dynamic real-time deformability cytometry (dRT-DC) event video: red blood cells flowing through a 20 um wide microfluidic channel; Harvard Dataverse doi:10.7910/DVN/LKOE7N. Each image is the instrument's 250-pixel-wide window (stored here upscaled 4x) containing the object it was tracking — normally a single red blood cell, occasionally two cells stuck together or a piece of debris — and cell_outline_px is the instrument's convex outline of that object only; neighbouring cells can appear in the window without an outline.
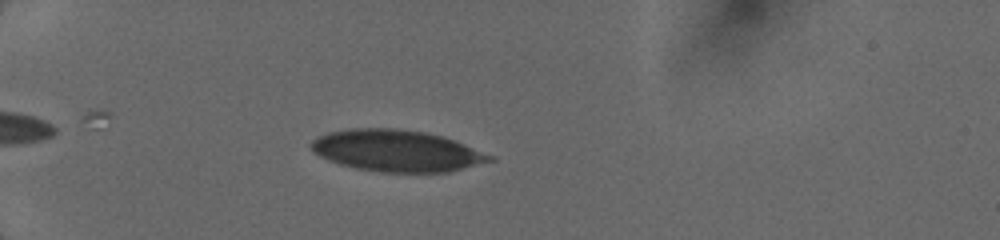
{"species": "human", "species_latin": "Homo sapiens", "temperature_condition": "cold", "stored_images_in_passage": 13, "camera_frame_rate_fps": 3000, "um_per_image_px": 0.085, "donor": {"sex": "female"}, "frame": {"image": 1, "passage_image": 3, "time_ms": 1.667, "image_size_px": [1000, 240], "cell_outline_px": [[496, 160], [448, 172], [384, 172], [356, 168], [340, 164], [328, 160], [320, 156], [308, 144], [312, 140], [328, 132], [348, 128], [396, 128], [424, 132], [444, 136], [496, 156]], "centroid_in_image_um": [33.76, 12.81], "position_along_channel_um": 51.2, "area_um2": 43.35}}
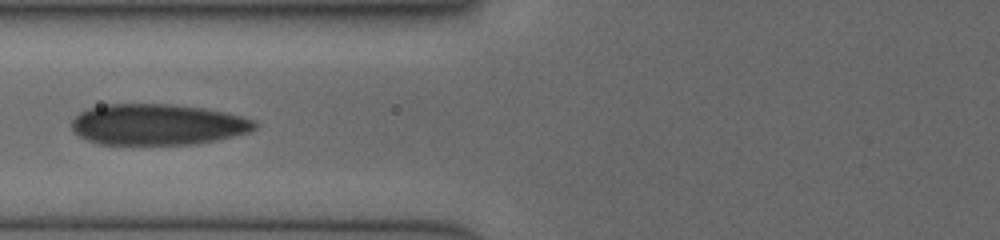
{"frame": {"image": 2, "passage_image": 6, "time_ms": 4.0, "image_size_px": [1000, 240], "cell_outline_px": [[260, 124], [252, 132], [216, 140], [196, 144], [96, 144], [80, 136], [72, 128], [72, 120], [80, 112], [88, 108], [108, 104], [176, 104], [204, 108], [224, 112], [256, 120]], "centroid_in_image_um": [13.44, 10.58], "position_along_channel_um": 112.4, "area_um2": 43.99}}
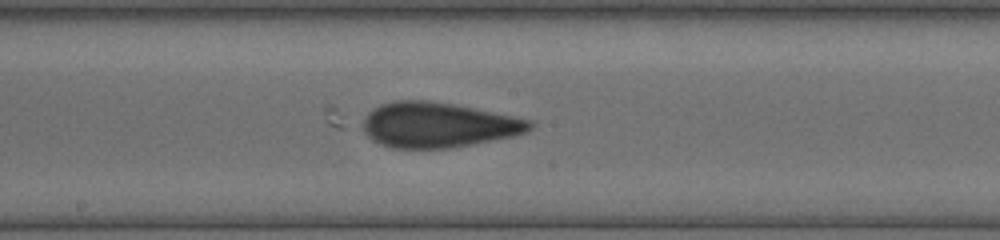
{"frame": {"image": 3, "passage_image": 9, "time_ms": 6.333, "image_size_px": [1000, 240], "cell_outline_px": [[532, 128], [524, 132], [512, 136], [472, 144], [448, 148], [392, 148], [380, 144], [372, 140], [364, 132], [364, 116], [372, 108], [380, 104], [396, 100], [428, 100], [456, 104], [532, 120]], "centroid_in_image_um": [37.2, 10.61], "position_along_channel_um": 211.0, "area_um2": 43.87}}